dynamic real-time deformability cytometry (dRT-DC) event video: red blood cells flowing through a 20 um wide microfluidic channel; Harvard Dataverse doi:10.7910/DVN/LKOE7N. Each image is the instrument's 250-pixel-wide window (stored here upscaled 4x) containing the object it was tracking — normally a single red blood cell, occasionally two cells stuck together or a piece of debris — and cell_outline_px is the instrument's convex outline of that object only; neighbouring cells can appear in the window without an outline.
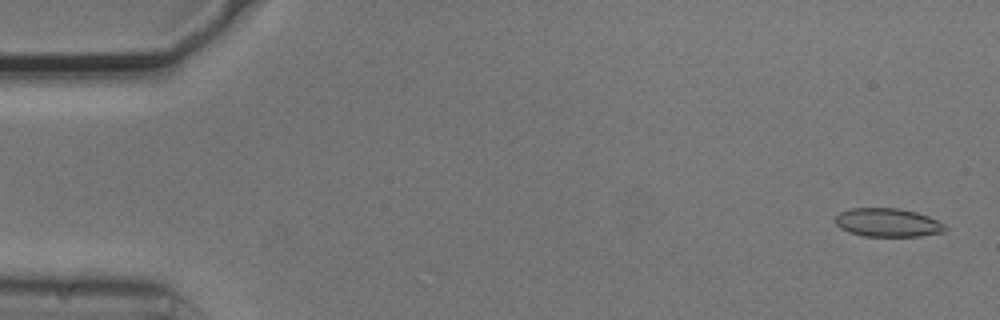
{"species": "common noctule bat (a hibernating species)", "species_latin": "Nyctalus noctula", "temperature_condition": "cold", "stored_images_in_passage": 9, "camera_frame_rate_fps": 3000, "um_per_image_px": 0.085, "animal": {"sex": "male", "body_mass_g": 20.5, "forearm_length_mm": 52.5}, "frame": {"image": 1, "passage_image": 2, "time_ms": 0.333, "image_size_px": [1000, 320], "cell_outline_px": [[948, 228], [944, 232], [920, 236], [864, 236], [848, 232], [840, 228], [836, 224], [836, 216], [840, 212], [852, 208], [900, 208], [916, 212], [928, 216], [944, 224]], "centroid_in_image_um": [75.47, 18.92], "position_along_channel_um": 9.5, "area_um2": 18.26}}